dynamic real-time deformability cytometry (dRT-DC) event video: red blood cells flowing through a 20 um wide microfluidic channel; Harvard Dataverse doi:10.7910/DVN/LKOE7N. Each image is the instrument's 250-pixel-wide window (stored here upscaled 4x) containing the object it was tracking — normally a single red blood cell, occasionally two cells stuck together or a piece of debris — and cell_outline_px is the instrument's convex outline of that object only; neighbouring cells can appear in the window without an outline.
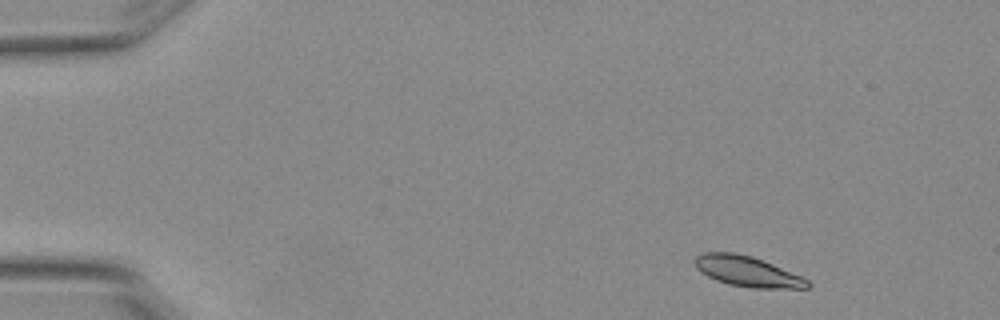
{"species": "Egyptian fruit bat (a non-hibernating species)", "species_latin": "Rousettus aegyptiacus", "temperature_condition": "warm", "stored_images_in_passage": 3, "camera_frame_rate_fps": 3000, "um_per_image_px": 0.085, "animal": {"sex": "female"}, "frame": {"image": 1, "passage_image": 1, "time_ms": 0.0, "image_size_px": [1000, 320], "cell_outline_px": [[812, 284], [808, 288], [752, 288], [728, 284], [716, 280], [700, 272], [696, 268], [692, 260], [696, 256], [704, 252], [732, 252], [752, 256], [772, 264], [800, 276], [808, 280]], "centroid_in_image_um": [63.47, 23.07], "position_along_channel_um": 21.5, "area_um2": 19.94}}